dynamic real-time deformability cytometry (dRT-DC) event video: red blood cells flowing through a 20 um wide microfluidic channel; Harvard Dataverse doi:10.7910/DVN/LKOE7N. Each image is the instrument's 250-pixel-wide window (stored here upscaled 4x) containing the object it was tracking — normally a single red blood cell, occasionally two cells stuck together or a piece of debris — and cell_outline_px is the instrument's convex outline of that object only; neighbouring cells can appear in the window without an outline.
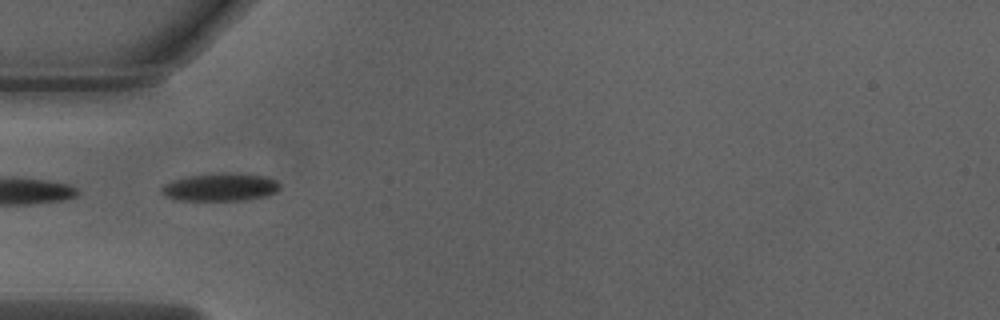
{"species": "Egyptian fruit bat (a non-hibernating species)", "species_latin": "Rousettus aegyptiacus", "temperature_condition": "warm", "stored_images_in_passage": 19, "camera_frame_rate_fps": 3000, "um_per_image_px": 0.085, "animal": {"sex": "male"}, "frame": {"image": 1, "passage_image": 1, "time_ms": 0.0, "image_size_px": [1000, 320], "cell_outline_px": [[280, 188], [276, 192], [268, 196], [244, 200], [180, 200], [164, 196], [160, 192], [160, 188], [164, 184], [172, 180], [188, 176], [224, 172], [228, 172], [264, 176], [276, 180], [280, 184]], "centroid_in_image_um": [18.72, 15.9], "position_along_channel_um": 66.3, "area_um2": 19.36}}
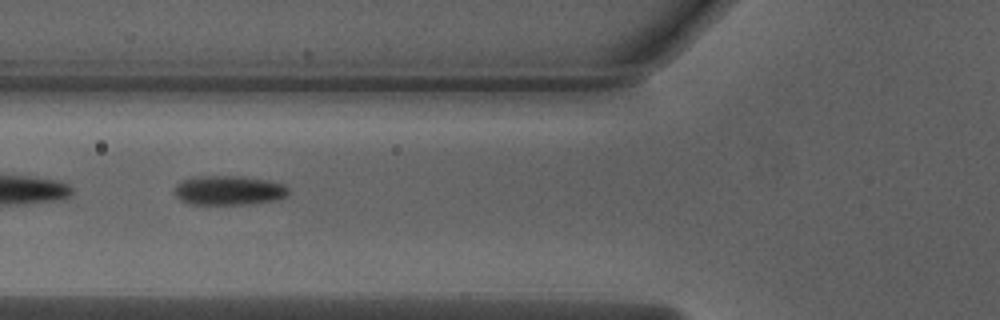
{"frame": {"image": 2, "passage_image": 4, "time_ms": 1.0, "image_size_px": [1000, 320], "cell_outline_px": [[288, 196], [276, 200], [252, 204], [192, 204], [180, 200], [176, 196], [176, 184], [184, 180], [204, 176], [244, 176], [268, 180], [284, 184], [288, 188]], "centroid_in_image_um": [19.51, 16.18], "position_along_channel_um": 106.3, "area_um2": 19.48}}
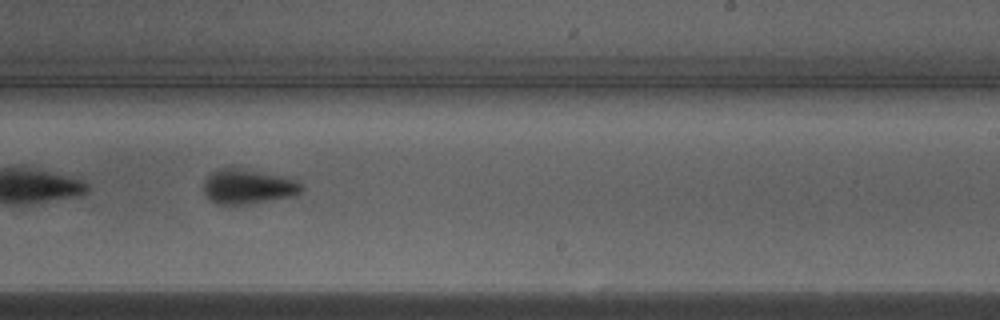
{"frame": {"image": 3, "passage_image": 16, "time_ms": 5.0, "image_size_px": [1000, 320], "cell_outline_px": [[304, 188], [296, 196], [248, 204], [216, 204], [204, 192], [204, 180], [212, 172], [220, 168], [236, 168], [292, 176], [304, 184]], "centroid_in_image_um": [21.19, 15.85], "position_along_channel_um": 267.8, "area_um2": 20.17}}